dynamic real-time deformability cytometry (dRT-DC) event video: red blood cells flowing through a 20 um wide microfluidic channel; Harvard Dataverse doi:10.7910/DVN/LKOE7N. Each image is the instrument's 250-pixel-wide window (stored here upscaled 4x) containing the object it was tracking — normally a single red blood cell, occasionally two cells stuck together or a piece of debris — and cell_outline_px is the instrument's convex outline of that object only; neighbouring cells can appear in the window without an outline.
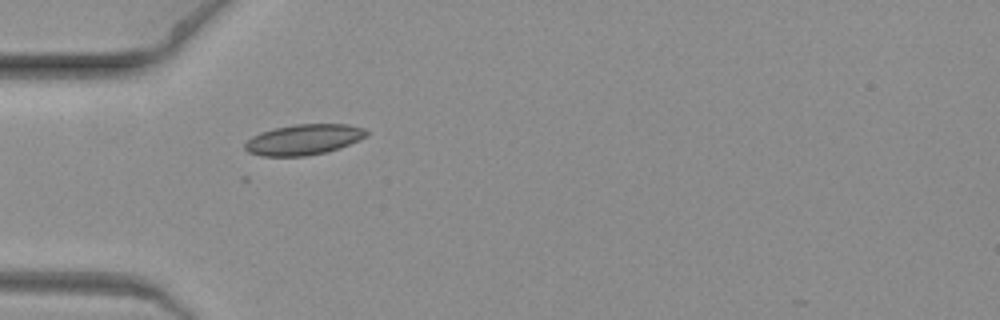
{"species": "common noctule bat (a hibernating species)", "species_latin": "Nyctalus noctula", "temperature_condition": "warm", "stored_images_in_passage": 1, "camera_frame_rate_fps": 3000, "um_per_image_px": 0.085, "animal": {"sex": "female", "body_mass_g": 19.3, "forearm_length_mm": 54.1}, "frame": {"image": 1, "passage_image": 1, "time_ms": 0.0, "image_size_px": [1000, 320], "cell_outline_px": [[368, 136], [340, 148], [324, 152], [304, 156], [260, 156], [248, 152], [244, 148], [244, 144], [252, 136], [260, 132], [292, 124], [348, 124], [364, 128], [368, 132]], "centroid_in_image_um": [25.81, 11.86], "position_along_channel_um": 59.2, "area_um2": 21.68}}